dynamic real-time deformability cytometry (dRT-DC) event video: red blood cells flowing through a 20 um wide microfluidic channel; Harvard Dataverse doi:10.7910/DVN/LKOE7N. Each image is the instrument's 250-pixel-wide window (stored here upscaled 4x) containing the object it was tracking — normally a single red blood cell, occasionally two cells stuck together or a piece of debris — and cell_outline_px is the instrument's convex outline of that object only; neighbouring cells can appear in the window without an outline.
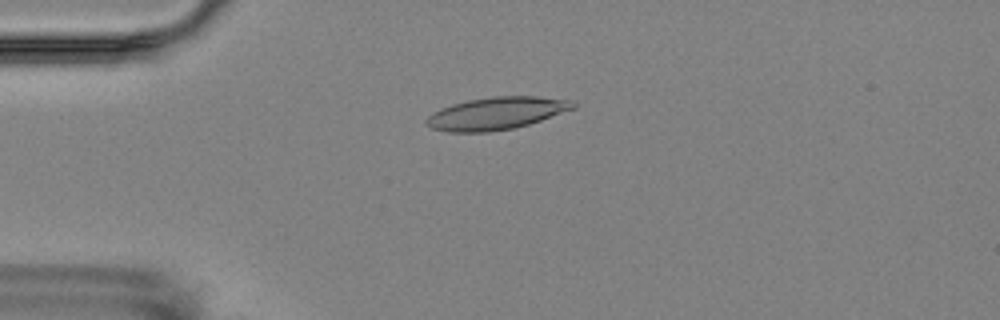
{"species": "Egyptian fruit bat (a non-hibernating species)", "species_latin": "Rousettus aegyptiacus", "temperature_condition": "room temperature", "stored_images_in_passage": 14, "camera_frame_rate_fps": 3000, "um_per_image_px": 0.085, "animal": {"sex": "female"}, "frame": {"image": 1, "passage_image": 3, "time_ms": 3.667, "image_size_px": [1000, 320], "cell_outline_px": [[576, 108], [528, 124], [512, 128], [488, 132], [448, 132], [432, 128], [424, 124], [424, 120], [428, 116], [440, 108], [452, 104], [468, 100], [492, 96], [536, 96], [576, 100]], "centroid_in_image_um": [42.19, 9.62], "position_along_channel_um": 42.8, "area_um2": 27.86}}
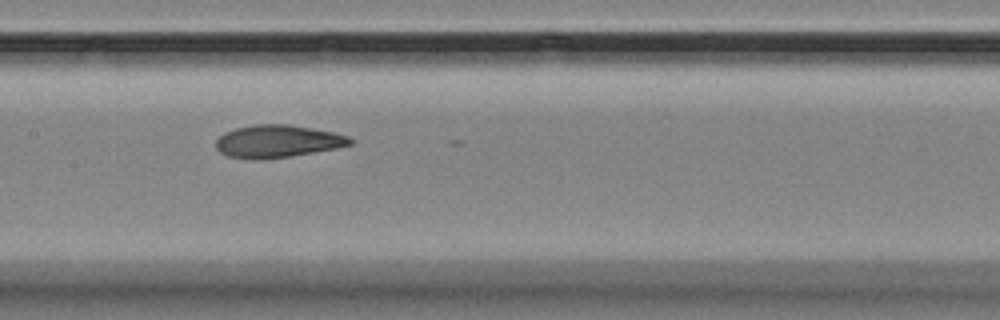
{"frame": {"image": 2, "passage_image": 7, "time_ms": 8.333, "image_size_px": [1000, 320], "cell_outline_px": [[356, 140], [352, 144], [336, 148], [288, 156], [228, 156], [220, 152], [216, 148], [216, 140], [224, 132], [236, 128], [256, 124], [288, 124], [312, 128], [332, 132], [348, 136]], "centroid_in_image_um": [23.65, 11.95], "position_along_channel_um": 183.8, "area_um2": 24.45}}
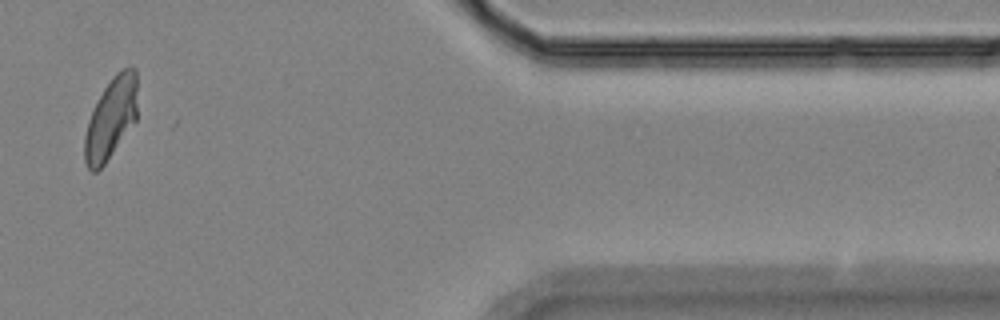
{"frame": {"image": 3, "passage_image": 13, "time_ms": 15.667, "image_size_px": [1000, 320], "cell_outline_px": [[136, 120], [104, 164], [96, 172], [92, 172], [88, 168], [84, 160], [84, 136], [88, 120], [104, 88], [112, 76], [116, 72], [128, 64], [132, 64], [136, 68]], "centroid_in_image_um": [9.43, 10.02], "position_along_channel_um": 402.0, "area_um2": 24.91}, "authors_computed_cell_mechanics": {"area_um2": 25.6343, "velocity_mm_per_s": 3.5016, "shape_relaxation_time_tau1_ms": 6.2441, "shape_relaxation_time_tau2_ms": 1.6979, "deformation_change_tau1": 0.1448, "deformation_change_tau2": 0.0626}}